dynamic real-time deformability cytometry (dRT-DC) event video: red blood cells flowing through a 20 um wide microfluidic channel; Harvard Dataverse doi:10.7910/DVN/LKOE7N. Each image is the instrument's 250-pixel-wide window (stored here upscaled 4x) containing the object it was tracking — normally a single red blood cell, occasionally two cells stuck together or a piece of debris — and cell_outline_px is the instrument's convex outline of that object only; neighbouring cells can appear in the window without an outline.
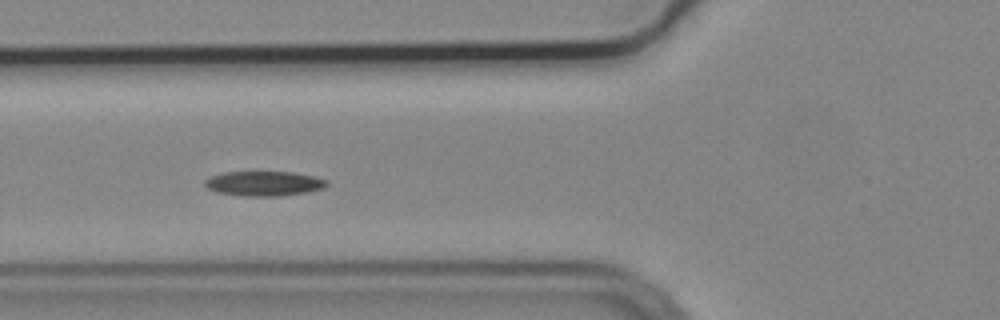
{"species": "common noctule bat (a hibernating species)", "species_latin": "Nyctalus noctula", "temperature_condition": "cold", "stored_images_in_passage": 44, "camera_frame_rate_fps": 3000, "um_per_image_px": 0.085, "animal": {"sex": "male", "body_mass_g": 19.2, "forearm_length_mm": 51.8}, "frame": {"image": 1, "passage_image": 19, "time_ms": 6.0, "image_size_px": [1000, 320], "cell_outline_px": [[328, 184], [324, 188], [304, 192], [276, 196], [240, 196], [216, 192], [208, 188], [204, 184], [204, 180], [212, 176], [224, 172], [292, 172], [312, 176], [328, 180]], "centroid_in_image_um": [22.41, 15.6], "position_along_channel_um": 103.4, "area_um2": 17.46}, "authors_computed_cell_mechanics": {"area_um2": 17.1088, "velocity_mm_per_s": 3.6964, "shape_relaxation_time_tau1_ms": null, "shape_relaxation_time_tau2_ms": 6.2687, "deformation_change_tau1": null, "deformation_change_tau2": 0.1126}}